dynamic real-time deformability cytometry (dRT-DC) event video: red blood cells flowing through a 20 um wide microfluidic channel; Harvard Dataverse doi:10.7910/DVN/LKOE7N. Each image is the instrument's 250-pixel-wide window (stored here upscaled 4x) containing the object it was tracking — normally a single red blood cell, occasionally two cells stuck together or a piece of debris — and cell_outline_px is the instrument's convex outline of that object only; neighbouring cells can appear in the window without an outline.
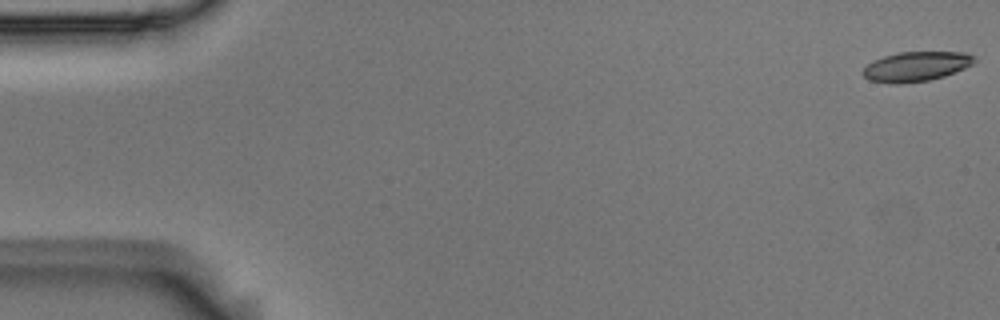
{"species": "Egyptian fruit bat (a non-hibernating species)", "species_latin": "Rousettus aegyptiacus", "temperature_condition": "room temperature", "stored_images_in_passage": 10, "camera_frame_rate_fps": 3000, "um_per_image_px": 0.085, "animal": {"sex": "male"}, "frame": {"image": 1, "passage_image": 1, "time_ms": 0.0, "image_size_px": [1000, 320], "cell_outline_px": [[976, 60], [972, 64], [964, 68], [944, 76], [928, 80], [900, 84], [892, 84], [868, 80], [860, 72], [868, 64], [884, 56], [900, 52], [968, 52], [976, 56]], "centroid_in_image_um": [77.88, 5.65], "position_along_channel_um": 7.1, "area_um2": 19.31}}